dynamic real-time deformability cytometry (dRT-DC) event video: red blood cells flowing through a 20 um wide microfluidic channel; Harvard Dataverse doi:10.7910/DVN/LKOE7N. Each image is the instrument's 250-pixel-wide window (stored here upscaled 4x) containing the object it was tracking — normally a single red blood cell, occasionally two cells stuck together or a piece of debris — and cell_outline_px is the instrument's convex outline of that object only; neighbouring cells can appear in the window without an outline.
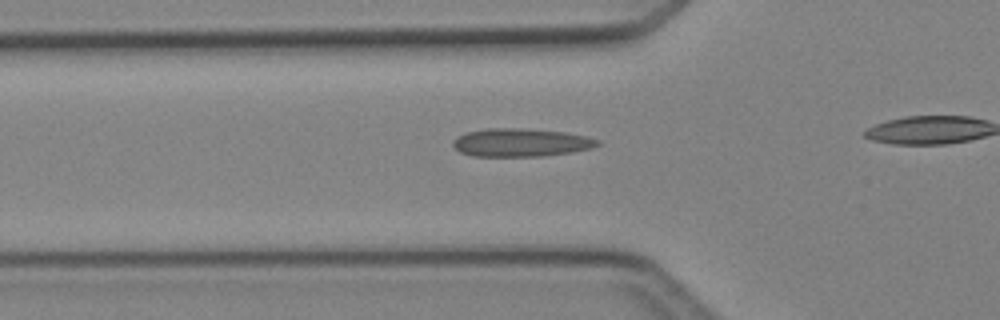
{"species": "Egyptian fruit bat (a non-hibernating species)", "species_latin": "Rousettus aegyptiacus", "temperature_condition": "cold", "stored_images_in_passage": 28, "camera_frame_rate_fps": 3000, "um_per_image_px": 0.085, "animal": {"sex": "female"}, "frame": {"image": 1, "passage_image": 6, "time_ms": 1.667, "image_size_px": [1000, 320], "cell_outline_px": [[600, 144], [592, 148], [572, 152], [544, 156], [472, 156], [460, 152], [452, 144], [452, 140], [456, 136], [468, 132], [488, 128], [520, 128], [564, 132], [588, 136], [600, 140]], "centroid_in_image_um": [44.28, 12.12], "position_along_channel_um": 81.5, "area_um2": 23.81}}
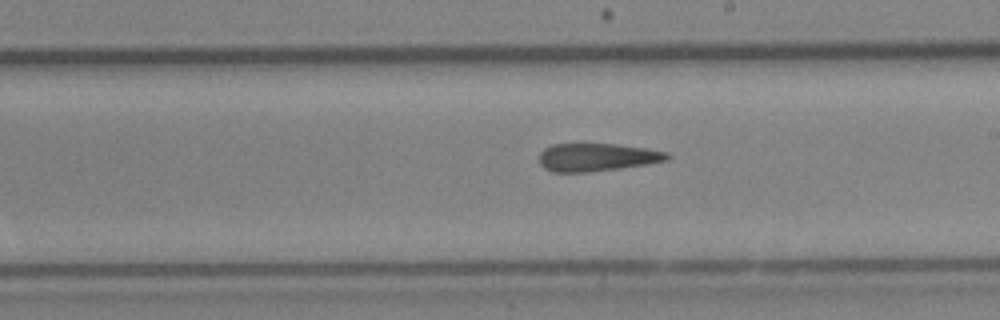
{"frame": {"image": 2, "passage_image": 17, "time_ms": 5.333, "image_size_px": [1000, 320], "cell_outline_px": [[672, 156], [668, 160], [644, 164], [588, 172], [552, 172], [544, 168], [540, 164], [540, 152], [544, 148], [552, 144], [616, 144], [644, 148], [668, 152]], "centroid_in_image_um": [50.72, 13.36], "position_along_channel_um": 238.3, "area_um2": 20.63}}
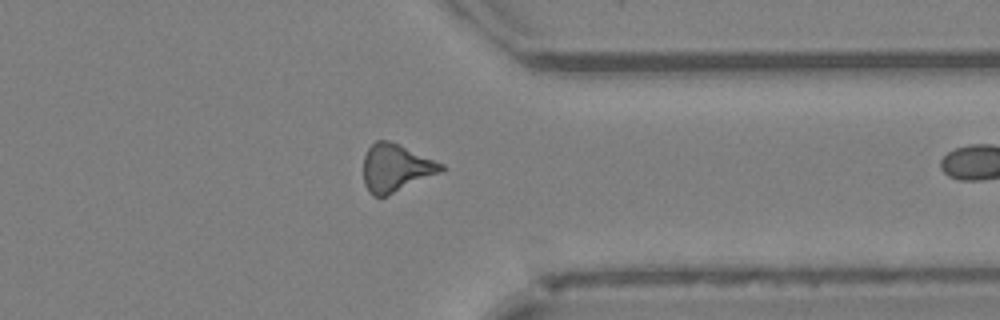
{"frame": {"image": 3, "passage_image": 27, "time_ms": 8.667, "image_size_px": [1000, 320], "cell_outline_px": [[444, 168], [440, 172], [388, 196], [372, 196], [368, 192], [364, 184], [364, 156], [368, 148], [376, 140], [388, 140], [400, 144], [444, 164]], "centroid_in_image_um": [33.62, 14.27], "position_along_channel_um": 377.8, "area_um2": 21.62}}